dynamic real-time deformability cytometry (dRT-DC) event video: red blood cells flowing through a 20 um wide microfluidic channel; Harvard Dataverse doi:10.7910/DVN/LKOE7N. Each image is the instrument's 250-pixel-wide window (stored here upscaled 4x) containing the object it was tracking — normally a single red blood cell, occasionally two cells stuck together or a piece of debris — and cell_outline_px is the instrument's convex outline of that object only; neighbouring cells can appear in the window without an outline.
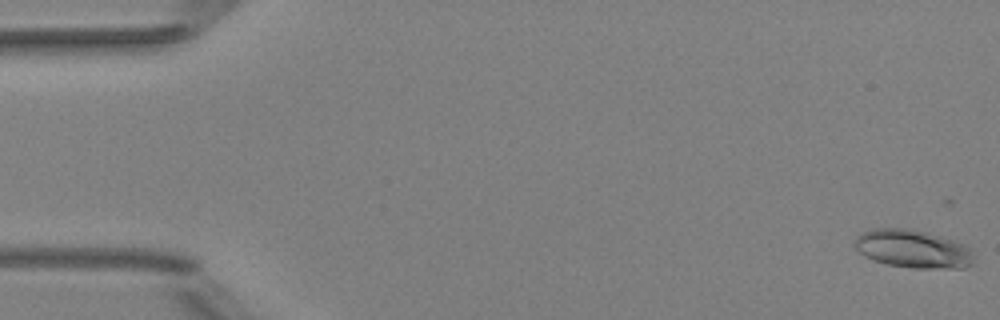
{"species": "Egyptian fruit bat (a non-hibernating species)", "species_latin": "Rousettus aegyptiacus", "temperature_condition": "room temperature", "stored_images_in_passage": 52, "camera_frame_rate_fps": 3000, "um_per_image_px": 0.085, "animal": {"sex": "female"}, "frame": {"image": 1, "passage_image": 1, "time_ms": 0.0, "image_size_px": [1000, 320], "cell_outline_px": [[976, 260], [972, 264], [964, 268], [912, 268], [888, 264], [872, 260], [864, 256], [856, 248], [856, 240], [860, 232], [872, 228], [912, 228], [940, 236], [952, 240], [968, 248]], "centroid_in_image_um": [77.58, 21.15], "position_along_channel_um": 7.4, "area_um2": 26.41}}
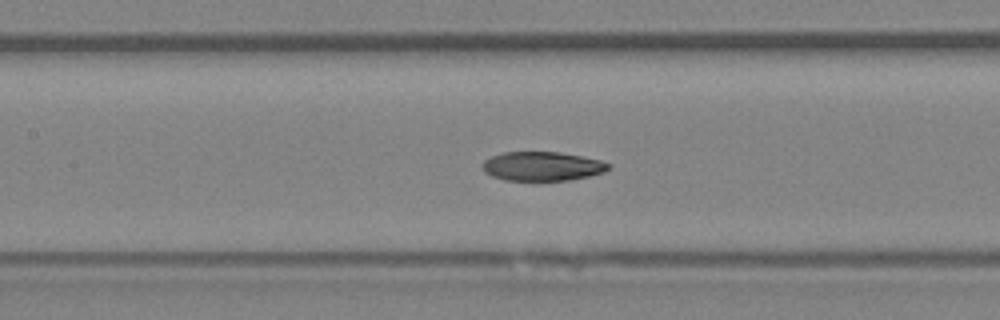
{"frame": {"image": 2, "passage_image": 24, "time_ms": 7.667, "image_size_px": [1000, 320], "cell_outline_px": [[612, 164], [604, 172], [588, 176], [568, 180], [504, 180], [492, 176], [484, 172], [484, 160], [492, 156], [504, 152], [560, 152], [600, 160]], "centroid_in_image_um": [46.09, 14.13], "position_along_channel_um": 161.3, "area_um2": 21.15}}
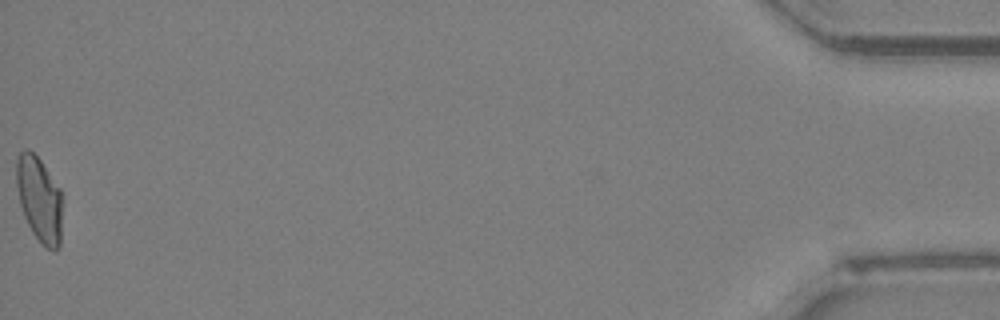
{"frame": {"image": 3, "passage_image": 52, "time_ms": 17.0, "image_size_px": [1000, 320], "cell_outline_px": [[60, 248], [48, 248], [32, 232], [24, 216], [20, 204], [16, 184], [16, 156], [24, 148], [28, 148], [40, 160], [60, 188]], "centroid_in_image_um": [3.3, 16.85], "position_along_channel_um": 431.9, "area_um2": 22.31}, "authors_computed_cell_mechanics": {"area_um2": 22.4842, "velocity_mm_per_s": 4.0026, "shape_relaxation_time_tau1_ms": null, "shape_relaxation_time_tau2_ms": 3.2358, "deformation_change_tau1": null, "deformation_change_tau2": 0.0723}}